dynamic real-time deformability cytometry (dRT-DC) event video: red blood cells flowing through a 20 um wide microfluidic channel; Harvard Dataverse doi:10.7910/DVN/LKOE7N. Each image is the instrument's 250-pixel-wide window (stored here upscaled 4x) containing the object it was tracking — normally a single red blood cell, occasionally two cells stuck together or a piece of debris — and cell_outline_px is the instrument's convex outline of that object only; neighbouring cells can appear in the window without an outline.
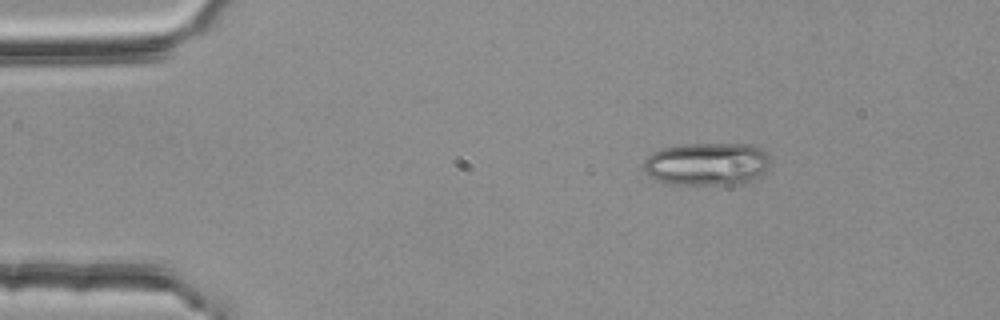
{"species": "common noctule bat (a hibernating species)", "species_latin": "Nyctalus noctula", "temperature_condition": "room temperature", "stored_images_in_passage": 2, "camera_frame_rate_fps": 3000, "um_per_image_px": 0.085, "animal": {"sex": "female", "body_mass_g": 25.1}, "frame": {"image": 1, "passage_image": 1, "time_ms": 0.0, "image_size_px": [1000, 320], "cell_outline_px": [[768, 168], [760, 176], [752, 180], [724, 184], [668, 184], [652, 176], [644, 168], [644, 160], [648, 156], [664, 148], [688, 144], [752, 144], [764, 148], [768, 156]], "centroid_in_image_um": [60.15, 13.92], "position_along_channel_um": 24.9, "area_um2": 31.15}}